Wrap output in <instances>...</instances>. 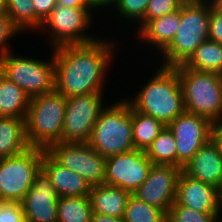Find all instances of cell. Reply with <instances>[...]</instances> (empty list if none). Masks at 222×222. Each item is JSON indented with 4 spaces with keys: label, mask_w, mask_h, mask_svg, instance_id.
<instances>
[{
    "label": "cell",
    "mask_w": 222,
    "mask_h": 222,
    "mask_svg": "<svg viewBox=\"0 0 222 222\" xmlns=\"http://www.w3.org/2000/svg\"><path fill=\"white\" fill-rule=\"evenodd\" d=\"M92 215L89 196L59 197L57 222H91Z\"/></svg>",
    "instance_id": "24"
},
{
    "label": "cell",
    "mask_w": 222,
    "mask_h": 222,
    "mask_svg": "<svg viewBox=\"0 0 222 222\" xmlns=\"http://www.w3.org/2000/svg\"><path fill=\"white\" fill-rule=\"evenodd\" d=\"M103 92L66 98L62 138L60 142L87 143L93 127L104 109Z\"/></svg>",
    "instance_id": "10"
},
{
    "label": "cell",
    "mask_w": 222,
    "mask_h": 222,
    "mask_svg": "<svg viewBox=\"0 0 222 222\" xmlns=\"http://www.w3.org/2000/svg\"><path fill=\"white\" fill-rule=\"evenodd\" d=\"M29 147L25 119L0 117V158L16 156Z\"/></svg>",
    "instance_id": "21"
},
{
    "label": "cell",
    "mask_w": 222,
    "mask_h": 222,
    "mask_svg": "<svg viewBox=\"0 0 222 222\" xmlns=\"http://www.w3.org/2000/svg\"><path fill=\"white\" fill-rule=\"evenodd\" d=\"M209 40L222 44V11L214 8L210 2Z\"/></svg>",
    "instance_id": "34"
},
{
    "label": "cell",
    "mask_w": 222,
    "mask_h": 222,
    "mask_svg": "<svg viewBox=\"0 0 222 222\" xmlns=\"http://www.w3.org/2000/svg\"><path fill=\"white\" fill-rule=\"evenodd\" d=\"M41 167L49 175L59 197L89 196L91 185L79 174L56 162L46 151Z\"/></svg>",
    "instance_id": "18"
},
{
    "label": "cell",
    "mask_w": 222,
    "mask_h": 222,
    "mask_svg": "<svg viewBox=\"0 0 222 222\" xmlns=\"http://www.w3.org/2000/svg\"><path fill=\"white\" fill-rule=\"evenodd\" d=\"M180 22L181 7L175 12L150 20L138 33L141 39L163 52L174 39Z\"/></svg>",
    "instance_id": "20"
},
{
    "label": "cell",
    "mask_w": 222,
    "mask_h": 222,
    "mask_svg": "<svg viewBox=\"0 0 222 222\" xmlns=\"http://www.w3.org/2000/svg\"><path fill=\"white\" fill-rule=\"evenodd\" d=\"M0 15H8L7 14V1L0 0Z\"/></svg>",
    "instance_id": "40"
},
{
    "label": "cell",
    "mask_w": 222,
    "mask_h": 222,
    "mask_svg": "<svg viewBox=\"0 0 222 222\" xmlns=\"http://www.w3.org/2000/svg\"><path fill=\"white\" fill-rule=\"evenodd\" d=\"M91 222H124L123 218L110 217L99 213H93Z\"/></svg>",
    "instance_id": "38"
},
{
    "label": "cell",
    "mask_w": 222,
    "mask_h": 222,
    "mask_svg": "<svg viewBox=\"0 0 222 222\" xmlns=\"http://www.w3.org/2000/svg\"><path fill=\"white\" fill-rule=\"evenodd\" d=\"M58 5L72 8L92 7L89 0H56Z\"/></svg>",
    "instance_id": "37"
},
{
    "label": "cell",
    "mask_w": 222,
    "mask_h": 222,
    "mask_svg": "<svg viewBox=\"0 0 222 222\" xmlns=\"http://www.w3.org/2000/svg\"><path fill=\"white\" fill-rule=\"evenodd\" d=\"M222 186L219 189V219H220V214L222 213Z\"/></svg>",
    "instance_id": "42"
},
{
    "label": "cell",
    "mask_w": 222,
    "mask_h": 222,
    "mask_svg": "<svg viewBox=\"0 0 222 222\" xmlns=\"http://www.w3.org/2000/svg\"><path fill=\"white\" fill-rule=\"evenodd\" d=\"M218 217L219 213H203L175 201L167 213V222H219Z\"/></svg>",
    "instance_id": "29"
},
{
    "label": "cell",
    "mask_w": 222,
    "mask_h": 222,
    "mask_svg": "<svg viewBox=\"0 0 222 222\" xmlns=\"http://www.w3.org/2000/svg\"><path fill=\"white\" fill-rule=\"evenodd\" d=\"M0 73L20 87L30 98L55 90V64L50 61L12 55L0 58Z\"/></svg>",
    "instance_id": "7"
},
{
    "label": "cell",
    "mask_w": 222,
    "mask_h": 222,
    "mask_svg": "<svg viewBox=\"0 0 222 222\" xmlns=\"http://www.w3.org/2000/svg\"><path fill=\"white\" fill-rule=\"evenodd\" d=\"M87 143L105 158L135 150L132 107L126 99L101 111Z\"/></svg>",
    "instance_id": "5"
},
{
    "label": "cell",
    "mask_w": 222,
    "mask_h": 222,
    "mask_svg": "<svg viewBox=\"0 0 222 222\" xmlns=\"http://www.w3.org/2000/svg\"><path fill=\"white\" fill-rule=\"evenodd\" d=\"M186 0H150L145 10V25L152 19L180 9Z\"/></svg>",
    "instance_id": "31"
},
{
    "label": "cell",
    "mask_w": 222,
    "mask_h": 222,
    "mask_svg": "<svg viewBox=\"0 0 222 222\" xmlns=\"http://www.w3.org/2000/svg\"><path fill=\"white\" fill-rule=\"evenodd\" d=\"M124 222H167V214L131 194L125 207Z\"/></svg>",
    "instance_id": "27"
},
{
    "label": "cell",
    "mask_w": 222,
    "mask_h": 222,
    "mask_svg": "<svg viewBox=\"0 0 222 222\" xmlns=\"http://www.w3.org/2000/svg\"><path fill=\"white\" fill-rule=\"evenodd\" d=\"M90 10L95 11L92 7L72 8L57 4L40 27L41 30H48L52 48L88 44L98 40L85 34V30L92 25Z\"/></svg>",
    "instance_id": "9"
},
{
    "label": "cell",
    "mask_w": 222,
    "mask_h": 222,
    "mask_svg": "<svg viewBox=\"0 0 222 222\" xmlns=\"http://www.w3.org/2000/svg\"><path fill=\"white\" fill-rule=\"evenodd\" d=\"M89 1L93 9L94 8L98 9L99 7L103 8V6L105 7L107 5L108 6L112 5L113 7V5L115 6L119 2V0H89Z\"/></svg>",
    "instance_id": "39"
},
{
    "label": "cell",
    "mask_w": 222,
    "mask_h": 222,
    "mask_svg": "<svg viewBox=\"0 0 222 222\" xmlns=\"http://www.w3.org/2000/svg\"><path fill=\"white\" fill-rule=\"evenodd\" d=\"M131 194L125 189L107 184L92 186L89 197L93 213L123 218Z\"/></svg>",
    "instance_id": "19"
},
{
    "label": "cell",
    "mask_w": 222,
    "mask_h": 222,
    "mask_svg": "<svg viewBox=\"0 0 222 222\" xmlns=\"http://www.w3.org/2000/svg\"><path fill=\"white\" fill-rule=\"evenodd\" d=\"M182 170L187 175L220 189L222 186V153L210 139Z\"/></svg>",
    "instance_id": "17"
},
{
    "label": "cell",
    "mask_w": 222,
    "mask_h": 222,
    "mask_svg": "<svg viewBox=\"0 0 222 222\" xmlns=\"http://www.w3.org/2000/svg\"><path fill=\"white\" fill-rule=\"evenodd\" d=\"M45 151L29 147L16 156L0 158V200L22 202L41 167Z\"/></svg>",
    "instance_id": "8"
},
{
    "label": "cell",
    "mask_w": 222,
    "mask_h": 222,
    "mask_svg": "<svg viewBox=\"0 0 222 222\" xmlns=\"http://www.w3.org/2000/svg\"><path fill=\"white\" fill-rule=\"evenodd\" d=\"M66 97L56 90L30 98L25 119L26 138L30 147L47 149L61 141Z\"/></svg>",
    "instance_id": "4"
},
{
    "label": "cell",
    "mask_w": 222,
    "mask_h": 222,
    "mask_svg": "<svg viewBox=\"0 0 222 222\" xmlns=\"http://www.w3.org/2000/svg\"><path fill=\"white\" fill-rule=\"evenodd\" d=\"M46 152L56 162L82 176L91 187L104 184L106 158L88 143L57 142Z\"/></svg>",
    "instance_id": "11"
},
{
    "label": "cell",
    "mask_w": 222,
    "mask_h": 222,
    "mask_svg": "<svg viewBox=\"0 0 222 222\" xmlns=\"http://www.w3.org/2000/svg\"><path fill=\"white\" fill-rule=\"evenodd\" d=\"M7 14L13 25L21 32L35 30V9L33 0H6Z\"/></svg>",
    "instance_id": "28"
},
{
    "label": "cell",
    "mask_w": 222,
    "mask_h": 222,
    "mask_svg": "<svg viewBox=\"0 0 222 222\" xmlns=\"http://www.w3.org/2000/svg\"><path fill=\"white\" fill-rule=\"evenodd\" d=\"M113 42L98 39L53 48L55 90L66 98L103 92L105 72L114 53Z\"/></svg>",
    "instance_id": "1"
},
{
    "label": "cell",
    "mask_w": 222,
    "mask_h": 222,
    "mask_svg": "<svg viewBox=\"0 0 222 222\" xmlns=\"http://www.w3.org/2000/svg\"><path fill=\"white\" fill-rule=\"evenodd\" d=\"M186 68L222 75V44L204 41L183 64Z\"/></svg>",
    "instance_id": "23"
},
{
    "label": "cell",
    "mask_w": 222,
    "mask_h": 222,
    "mask_svg": "<svg viewBox=\"0 0 222 222\" xmlns=\"http://www.w3.org/2000/svg\"><path fill=\"white\" fill-rule=\"evenodd\" d=\"M182 87L185 110L209 119L222 117V75L175 67Z\"/></svg>",
    "instance_id": "6"
},
{
    "label": "cell",
    "mask_w": 222,
    "mask_h": 222,
    "mask_svg": "<svg viewBox=\"0 0 222 222\" xmlns=\"http://www.w3.org/2000/svg\"><path fill=\"white\" fill-rule=\"evenodd\" d=\"M0 222H25L22 204L3 202L0 207Z\"/></svg>",
    "instance_id": "33"
},
{
    "label": "cell",
    "mask_w": 222,
    "mask_h": 222,
    "mask_svg": "<svg viewBox=\"0 0 222 222\" xmlns=\"http://www.w3.org/2000/svg\"><path fill=\"white\" fill-rule=\"evenodd\" d=\"M211 121L185 111L167 127L173 133L177 149V168L183 167L211 139Z\"/></svg>",
    "instance_id": "13"
},
{
    "label": "cell",
    "mask_w": 222,
    "mask_h": 222,
    "mask_svg": "<svg viewBox=\"0 0 222 222\" xmlns=\"http://www.w3.org/2000/svg\"><path fill=\"white\" fill-rule=\"evenodd\" d=\"M20 31L13 25L8 15H0V58L10 52L9 39Z\"/></svg>",
    "instance_id": "32"
},
{
    "label": "cell",
    "mask_w": 222,
    "mask_h": 222,
    "mask_svg": "<svg viewBox=\"0 0 222 222\" xmlns=\"http://www.w3.org/2000/svg\"><path fill=\"white\" fill-rule=\"evenodd\" d=\"M59 195L47 172L40 167L21 204L25 222H57Z\"/></svg>",
    "instance_id": "15"
},
{
    "label": "cell",
    "mask_w": 222,
    "mask_h": 222,
    "mask_svg": "<svg viewBox=\"0 0 222 222\" xmlns=\"http://www.w3.org/2000/svg\"><path fill=\"white\" fill-rule=\"evenodd\" d=\"M211 140L217 145L222 153V117L211 123Z\"/></svg>",
    "instance_id": "36"
},
{
    "label": "cell",
    "mask_w": 222,
    "mask_h": 222,
    "mask_svg": "<svg viewBox=\"0 0 222 222\" xmlns=\"http://www.w3.org/2000/svg\"><path fill=\"white\" fill-rule=\"evenodd\" d=\"M165 126L157 119L132 108L133 143L137 150L145 151Z\"/></svg>",
    "instance_id": "26"
},
{
    "label": "cell",
    "mask_w": 222,
    "mask_h": 222,
    "mask_svg": "<svg viewBox=\"0 0 222 222\" xmlns=\"http://www.w3.org/2000/svg\"><path fill=\"white\" fill-rule=\"evenodd\" d=\"M127 101L133 109L157 119L164 126L186 111L175 67L160 66L137 96Z\"/></svg>",
    "instance_id": "2"
},
{
    "label": "cell",
    "mask_w": 222,
    "mask_h": 222,
    "mask_svg": "<svg viewBox=\"0 0 222 222\" xmlns=\"http://www.w3.org/2000/svg\"><path fill=\"white\" fill-rule=\"evenodd\" d=\"M176 202L203 213H219V189L182 170L177 182Z\"/></svg>",
    "instance_id": "16"
},
{
    "label": "cell",
    "mask_w": 222,
    "mask_h": 222,
    "mask_svg": "<svg viewBox=\"0 0 222 222\" xmlns=\"http://www.w3.org/2000/svg\"><path fill=\"white\" fill-rule=\"evenodd\" d=\"M150 0H119L115 5L117 14L127 20L140 21V31L145 26V10Z\"/></svg>",
    "instance_id": "30"
},
{
    "label": "cell",
    "mask_w": 222,
    "mask_h": 222,
    "mask_svg": "<svg viewBox=\"0 0 222 222\" xmlns=\"http://www.w3.org/2000/svg\"><path fill=\"white\" fill-rule=\"evenodd\" d=\"M181 171V168L175 166L153 164L147 179L132 194L167 214L176 201L177 182Z\"/></svg>",
    "instance_id": "14"
},
{
    "label": "cell",
    "mask_w": 222,
    "mask_h": 222,
    "mask_svg": "<svg viewBox=\"0 0 222 222\" xmlns=\"http://www.w3.org/2000/svg\"><path fill=\"white\" fill-rule=\"evenodd\" d=\"M153 163L145 151L131 150L106 158L104 184L136 191L147 179Z\"/></svg>",
    "instance_id": "12"
},
{
    "label": "cell",
    "mask_w": 222,
    "mask_h": 222,
    "mask_svg": "<svg viewBox=\"0 0 222 222\" xmlns=\"http://www.w3.org/2000/svg\"><path fill=\"white\" fill-rule=\"evenodd\" d=\"M209 3V4H208ZM209 0H186L181 5V22L169 46L161 53L165 67L184 64L209 39Z\"/></svg>",
    "instance_id": "3"
},
{
    "label": "cell",
    "mask_w": 222,
    "mask_h": 222,
    "mask_svg": "<svg viewBox=\"0 0 222 222\" xmlns=\"http://www.w3.org/2000/svg\"><path fill=\"white\" fill-rule=\"evenodd\" d=\"M35 9V29L39 30L44 20L49 16L52 9L57 5L56 0H33Z\"/></svg>",
    "instance_id": "35"
},
{
    "label": "cell",
    "mask_w": 222,
    "mask_h": 222,
    "mask_svg": "<svg viewBox=\"0 0 222 222\" xmlns=\"http://www.w3.org/2000/svg\"><path fill=\"white\" fill-rule=\"evenodd\" d=\"M145 154L154 165L177 167L176 142L173 133L167 126L145 150Z\"/></svg>",
    "instance_id": "25"
},
{
    "label": "cell",
    "mask_w": 222,
    "mask_h": 222,
    "mask_svg": "<svg viewBox=\"0 0 222 222\" xmlns=\"http://www.w3.org/2000/svg\"><path fill=\"white\" fill-rule=\"evenodd\" d=\"M209 1L211 2V5L214 8L222 11V0H209Z\"/></svg>",
    "instance_id": "41"
},
{
    "label": "cell",
    "mask_w": 222,
    "mask_h": 222,
    "mask_svg": "<svg viewBox=\"0 0 222 222\" xmlns=\"http://www.w3.org/2000/svg\"><path fill=\"white\" fill-rule=\"evenodd\" d=\"M30 97L0 73V117L26 119Z\"/></svg>",
    "instance_id": "22"
}]
</instances>
